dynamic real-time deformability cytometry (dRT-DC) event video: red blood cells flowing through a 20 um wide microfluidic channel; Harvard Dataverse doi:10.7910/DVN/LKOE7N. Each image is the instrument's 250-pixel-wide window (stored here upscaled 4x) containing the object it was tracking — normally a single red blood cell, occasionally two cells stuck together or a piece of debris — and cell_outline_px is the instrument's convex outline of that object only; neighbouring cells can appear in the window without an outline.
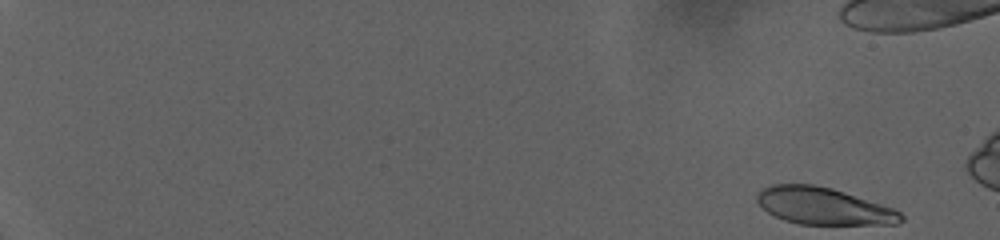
{"species": "human", "species_latin": "Homo sapiens", "temperature_condition": "warm", "stored_images_in_passage": 23, "camera_frame_rate_fps": 3000, "um_per_image_px": 0.085, "donor": {"sex": "female"}, "frame": {"image": 1, "passage_image": 1, "time_ms": 0.0, "image_size_px": [1000, 240], "cell_outline_px": [[904, 220], [896, 224], [800, 224], [784, 220], [768, 212], [756, 200], [756, 192], [772, 184], [812, 184], [832, 188], [892, 208], [900, 212], [904, 216]], "centroid_in_image_um": [69.98, 17.51], "position_along_channel_um": 15.0, "area_um2": 30.75}}